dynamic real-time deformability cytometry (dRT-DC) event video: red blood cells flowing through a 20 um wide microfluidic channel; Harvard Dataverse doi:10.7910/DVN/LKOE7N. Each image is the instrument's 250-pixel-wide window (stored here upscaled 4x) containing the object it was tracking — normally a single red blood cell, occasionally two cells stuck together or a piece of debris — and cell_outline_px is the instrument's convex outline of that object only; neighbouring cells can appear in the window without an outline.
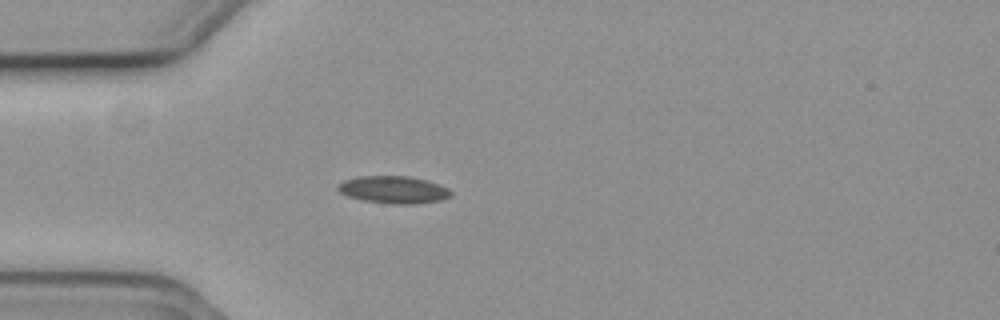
{"species": "common noctule bat (a hibernating species)", "species_latin": "Nyctalus noctula", "temperature_condition": "cold", "stored_images_in_passage": 41, "camera_frame_rate_fps": 3000, "um_per_image_px": 0.085, "animal": {"sex": "female", "body_mass_g": 19.3, "forearm_length_mm": 54.1}, "frame": {"image": 1, "passage_image": 1, "time_ms": 0.0, "image_size_px": [1000, 320], "cell_outline_px": [[452, 196], [440, 200], [416, 204], [392, 204], [364, 200], [348, 196], [340, 192], [336, 188], [336, 184], [344, 180], [360, 176], [408, 176], [428, 180], [440, 184], [448, 188], [452, 192]], "centroid_in_image_um": [33.47, 16.12], "position_along_channel_um": 51.5, "area_um2": 18.15}}
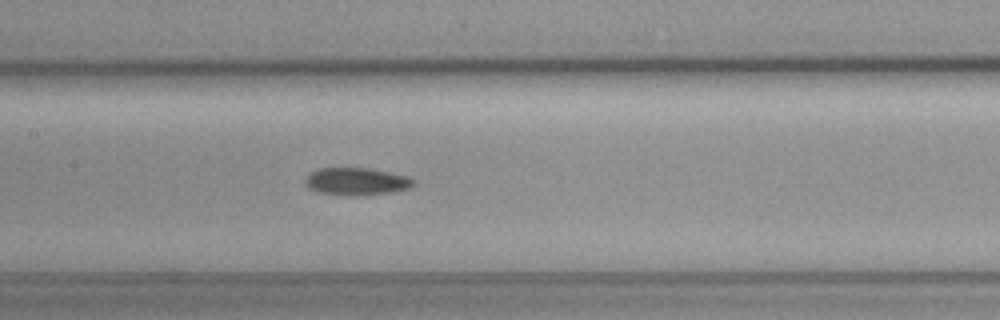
{"frame": {"image": 2, "passage_image": 12, "time_ms": 3.667, "image_size_px": [1000, 320], "cell_outline_px": [[416, 184], [412, 188], [392, 192], [356, 196], [348, 196], [316, 192], [308, 188], [304, 184], [304, 180], [312, 172], [320, 168], [368, 168], [408, 176], [416, 180]], "centroid_in_image_um": [30.33, 15.44], "position_along_channel_um": 177.1, "area_um2": 17.57}}
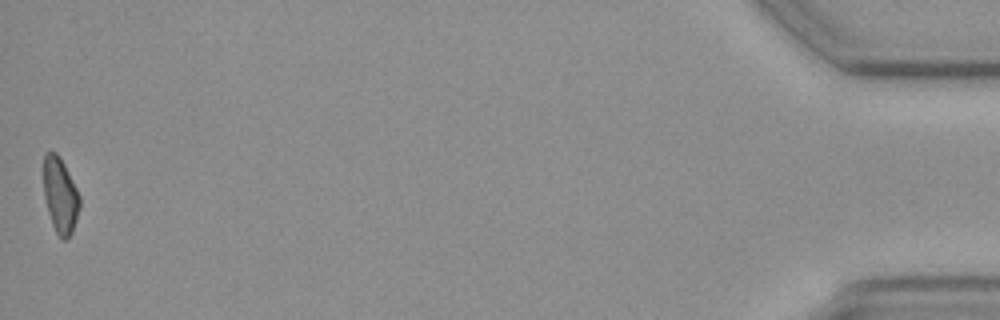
{"frame": {"image": 3, "passage_image": 41, "time_ms": 13.333, "image_size_px": [1000, 320], "cell_outline_px": [[80, 208], [72, 232], [64, 240], [60, 240], [52, 224], [48, 212], [44, 196], [44, 156], [48, 152], [56, 152], [64, 164], [80, 196]], "centroid_in_image_um": [5.12, 16.64], "position_along_channel_um": 430.1, "area_um2": 15.72}}